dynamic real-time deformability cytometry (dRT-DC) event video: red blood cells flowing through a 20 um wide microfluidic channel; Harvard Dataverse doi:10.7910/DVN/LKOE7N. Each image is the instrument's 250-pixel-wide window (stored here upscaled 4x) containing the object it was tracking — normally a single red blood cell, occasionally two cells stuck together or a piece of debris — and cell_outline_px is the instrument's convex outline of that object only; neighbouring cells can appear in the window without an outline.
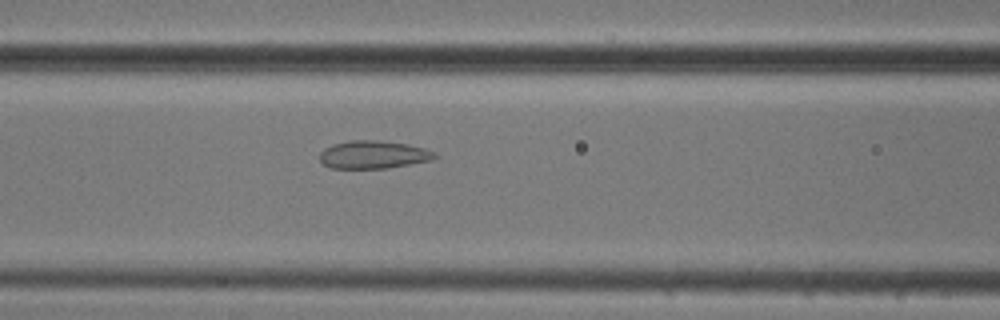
{"species": "common noctule bat (a hibernating species)", "species_latin": "Nyctalus noctula", "temperature_condition": "cold", "stored_images_in_passage": 39, "camera_frame_rate_fps": 3000, "um_per_image_px": 0.085, "animal": {"sex": "male", "body_mass_g": 20.5, "forearm_length_mm": 52.5}, "frame": {"image": 1, "passage_image": 17, "time_ms": 5.333, "image_size_px": [1000, 320], "cell_outline_px": [[440, 156], [428, 160], [388, 168], [332, 168], [324, 164], [320, 160], [320, 152], [324, 148], [332, 144], [348, 140], [376, 140], [408, 144], [424, 148], [436, 152]], "centroid_in_image_um": [31.72, 13.13], "position_along_channel_um": 134.9, "area_um2": 18.67}}
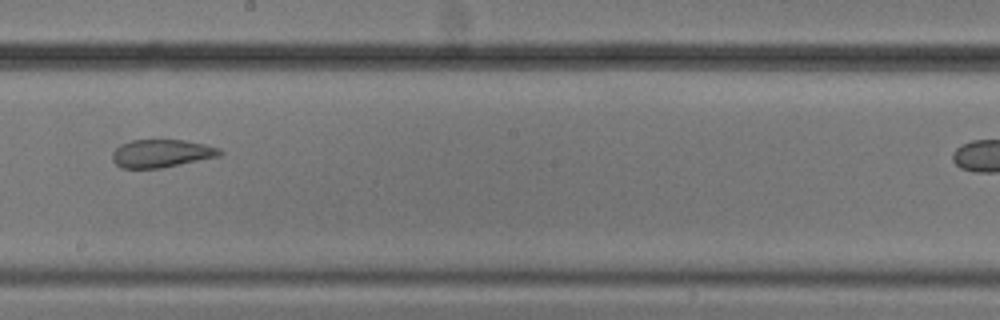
{"frame": {"image": 2, "passage_image": 25, "time_ms": 8.0, "image_size_px": [1000, 320], "cell_outline_px": [[224, 152], [220, 156], [160, 168], [120, 168], [112, 160], [112, 152], [120, 144], [132, 140], [184, 140], [204, 144], [220, 148]], "centroid_in_image_um": [13.72, 13.04], "position_along_channel_um": 234.5, "area_um2": 17.51}}
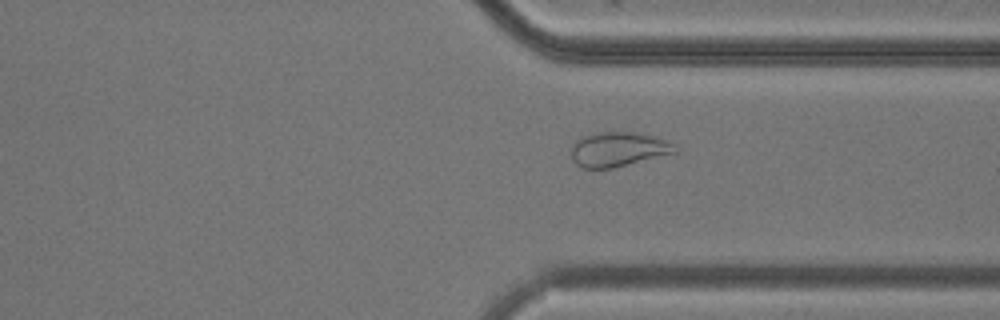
{"frame": {"image": 3, "passage_image": 35, "time_ms": 11.333, "image_size_px": [1000, 320], "cell_outline_px": [[680, 152], [612, 168], [584, 168], [576, 164], [572, 160], [568, 148], [580, 136], [596, 132], [632, 132], [652, 136], [664, 140], [680, 148]], "centroid_in_image_um": [52.5, 12.69], "position_along_channel_um": 358.9, "area_um2": 21.21}}